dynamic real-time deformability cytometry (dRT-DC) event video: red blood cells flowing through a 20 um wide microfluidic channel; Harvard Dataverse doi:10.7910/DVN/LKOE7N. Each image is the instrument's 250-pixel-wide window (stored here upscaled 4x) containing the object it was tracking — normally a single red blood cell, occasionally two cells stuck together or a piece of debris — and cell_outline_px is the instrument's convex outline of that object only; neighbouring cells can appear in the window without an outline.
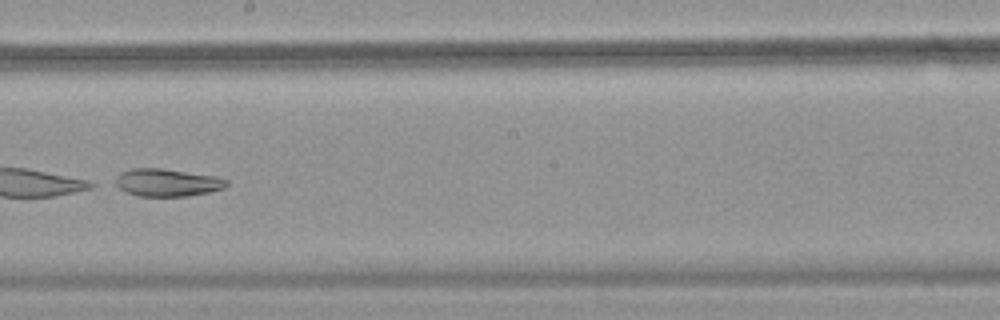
{"species": "common noctule bat (a hibernating species)", "species_latin": "Nyctalus noctula", "temperature_condition": "warm", "stored_images_in_passage": 53, "camera_frame_rate_fps": 3000, "um_per_image_px": 0.085, "animal": {"sex": "female", "body_mass_g": 18.4}, "frame": {"image": 1, "passage_image": 31, "time_ms": 10.0, "image_size_px": [1000, 320], "cell_outline_px": [[228, 184], [224, 188], [208, 192], [188, 196], [140, 196], [128, 192], [112, 184], [116, 176], [120, 172], [132, 168], [160, 168], [216, 176], [228, 180]], "centroid_in_image_um": [14.18, 15.51], "position_along_channel_um": 234.0, "area_um2": 17.92}}